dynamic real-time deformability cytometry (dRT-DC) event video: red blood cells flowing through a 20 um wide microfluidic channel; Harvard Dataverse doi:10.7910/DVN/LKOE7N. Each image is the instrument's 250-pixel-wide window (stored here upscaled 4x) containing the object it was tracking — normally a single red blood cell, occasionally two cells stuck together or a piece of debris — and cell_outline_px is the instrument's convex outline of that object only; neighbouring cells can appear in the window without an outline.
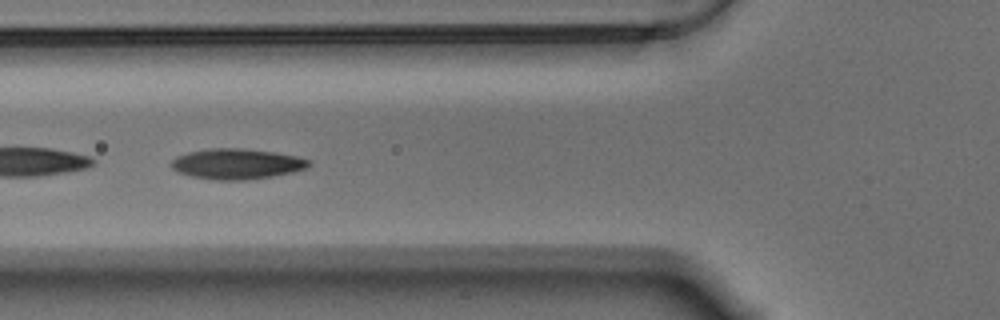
{"species": "Egyptian fruit bat (a non-hibernating species)", "species_latin": "Rousettus aegyptiacus", "temperature_condition": "warm", "stored_images_in_passage": 48, "camera_frame_rate_fps": 3000, "um_per_image_px": 0.085, "animal": {"sex": "male"}, "frame": {"image": 1, "passage_image": 12, "time_ms": 3.667, "image_size_px": [1000, 320], "cell_outline_px": [[312, 164], [308, 168], [292, 172], [272, 176], [248, 180], [212, 180], [192, 176], [176, 172], [168, 164], [176, 156], [188, 152], [208, 148], [244, 148], [276, 152], [296, 156], [312, 160]], "centroid_in_image_um": [20.12, 13.93], "position_along_channel_um": 105.7, "area_um2": 24.85}}
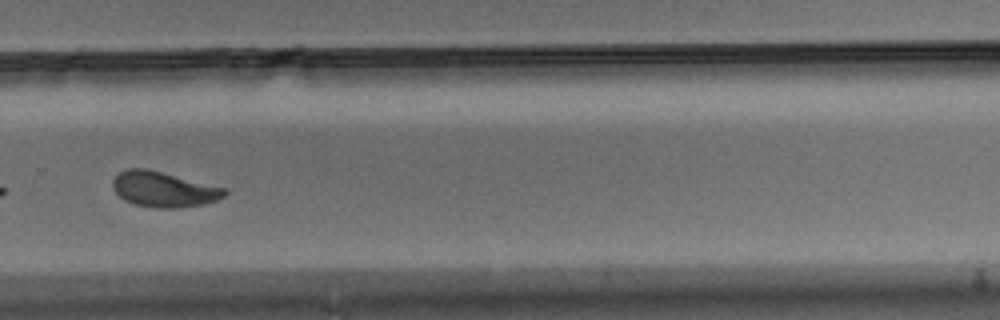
{"frame": {"image": 2, "passage_image": 30, "time_ms": 9.667, "image_size_px": [1000, 320], "cell_outline_px": [[228, 192], [224, 196], [216, 200], [204, 204], [176, 208], [156, 208], [136, 204], [124, 200], [112, 188], [112, 180], [120, 172], [128, 168], [144, 168], [224, 188]], "centroid_in_image_um": [13.88, 16.1], "position_along_channel_um": 315.9, "area_um2": 22.6}}
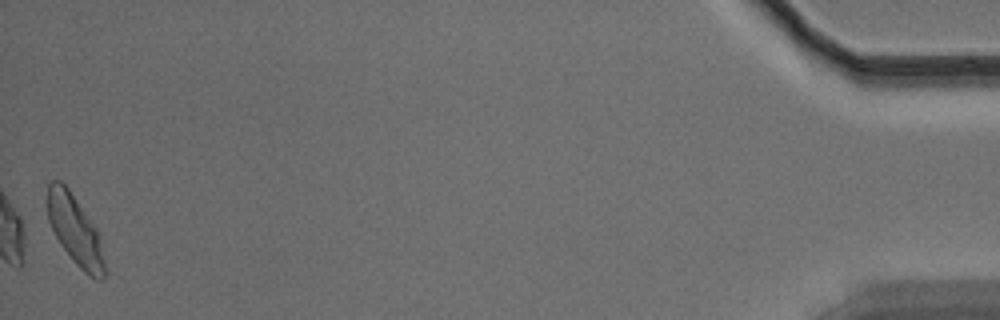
{"frame": {"image": 3, "passage_image": 48, "time_ms": 15.667, "image_size_px": [1000, 320], "cell_outline_px": [[104, 280], [96, 280], [88, 276], [72, 260], [60, 244], [48, 220], [48, 184], [52, 180], [60, 180], [68, 188], [96, 228], [100, 236], [104, 260]], "centroid_in_image_um": [6.39, 19.6], "position_along_channel_um": 428.8, "area_um2": 22.95}, "authors_computed_cell_mechanics": {"area_um2": 23.1489, "velocity_mm_per_s": 3.5063, "shape_relaxation_time_tau1_ms": 3.3473, "shape_relaxation_time_tau2_ms": 2.3787, "deformation_change_tau1": 0.1373, "deformation_change_tau2": 0.0813}}